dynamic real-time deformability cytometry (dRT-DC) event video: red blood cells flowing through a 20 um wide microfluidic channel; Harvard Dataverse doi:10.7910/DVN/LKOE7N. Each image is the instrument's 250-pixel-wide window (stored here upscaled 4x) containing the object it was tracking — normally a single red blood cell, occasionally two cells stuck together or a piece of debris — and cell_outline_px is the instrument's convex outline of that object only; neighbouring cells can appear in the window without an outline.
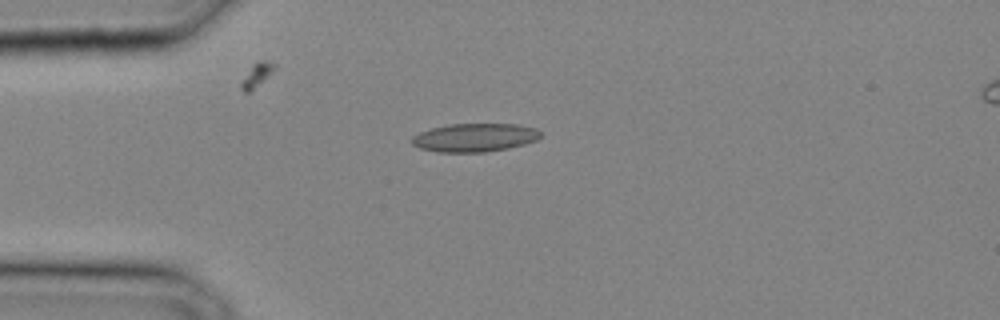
{"species": "common noctule bat (a hibernating species)", "species_latin": "Nyctalus noctula", "temperature_condition": "cold", "stored_images_in_passage": 26, "camera_frame_rate_fps": 3000, "um_per_image_px": 0.085, "animal": {"sex": "male", "body_mass_g": 20.4}, "frame": {"image": 1, "passage_image": 3, "time_ms": 0.667, "image_size_px": [1000, 320], "cell_outline_px": [[540, 136], [536, 140], [524, 144], [508, 148], [488, 152], [436, 152], [420, 148], [412, 144], [412, 136], [420, 132], [432, 128], [448, 124], [520, 124], [536, 128], [540, 132]], "centroid_in_image_um": [40.35, 11.69], "position_along_channel_um": 44.7, "area_um2": 21.33}}
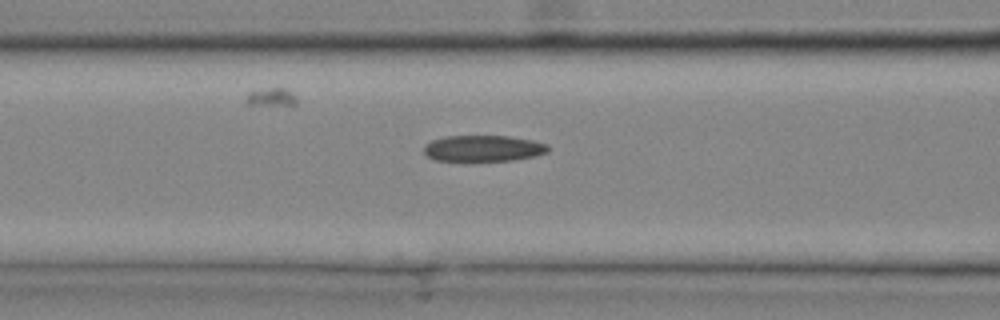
{"frame": {"image": 2, "passage_image": 8, "time_ms": 2.333, "image_size_px": [1000, 320], "cell_outline_px": [[548, 152], [532, 156], [512, 160], [468, 164], [432, 160], [424, 152], [424, 144], [432, 140], [444, 136], [508, 136], [532, 140], [548, 144]], "centroid_in_image_um": [40.99, 12.66], "position_along_channel_um": 125.6, "area_um2": 19.88}}
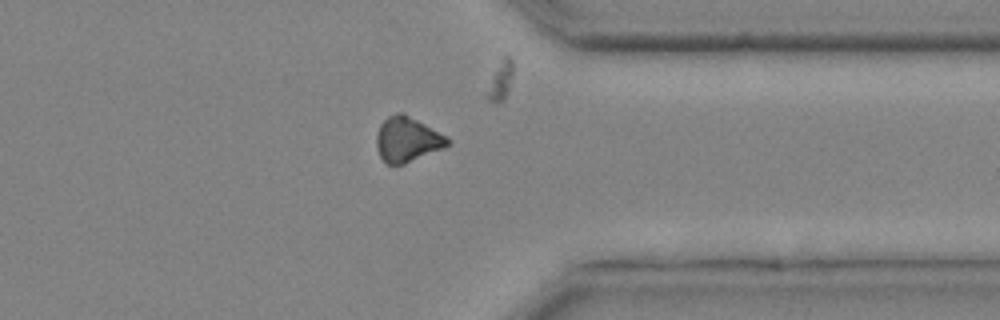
{"frame": {"image": 3, "passage_image": 21, "time_ms": 6.667, "image_size_px": [1000, 320], "cell_outline_px": [[452, 144], [444, 148], [404, 164], [388, 164], [380, 156], [376, 148], [376, 136], [380, 124], [388, 116], [396, 112], [404, 112], [448, 136], [452, 140]], "centroid_in_image_um": [34.65, 11.83], "position_along_channel_um": 376.7, "area_um2": 18.96}}